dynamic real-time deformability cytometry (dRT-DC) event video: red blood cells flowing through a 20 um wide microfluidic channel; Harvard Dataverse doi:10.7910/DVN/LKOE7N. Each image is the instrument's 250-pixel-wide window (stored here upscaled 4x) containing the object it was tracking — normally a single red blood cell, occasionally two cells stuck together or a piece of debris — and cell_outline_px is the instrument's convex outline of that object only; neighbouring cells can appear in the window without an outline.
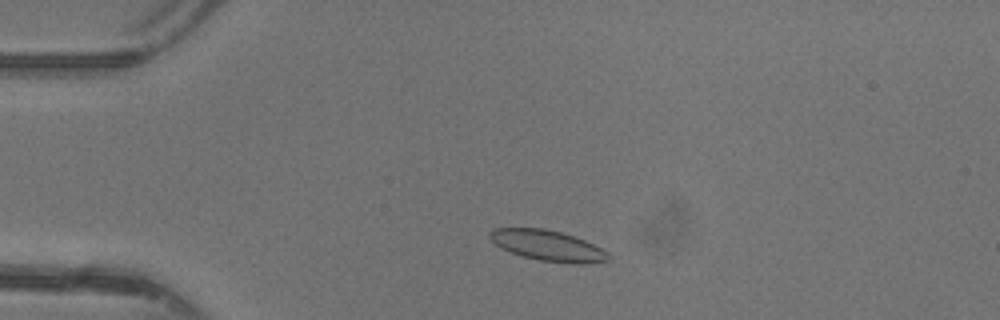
{"species": "common noctule bat (a hibernating species)", "species_latin": "Nyctalus noctula", "temperature_condition": "warm", "stored_images_in_passage": 37, "camera_frame_rate_fps": 3000, "um_per_image_px": 0.085, "animal": {"sex": "female"}, "frame": {"image": 1, "passage_image": 1, "time_ms": 0.0, "image_size_px": [1000, 320], "cell_outline_px": [[612, 256], [608, 260], [588, 264], [572, 264], [540, 260], [524, 256], [500, 248], [488, 236], [488, 232], [492, 228], [544, 228], [560, 232], [584, 240], [608, 252]], "centroid_in_image_um": [46.56, 20.88], "position_along_channel_um": 38.4, "area_um2": 21.1}}
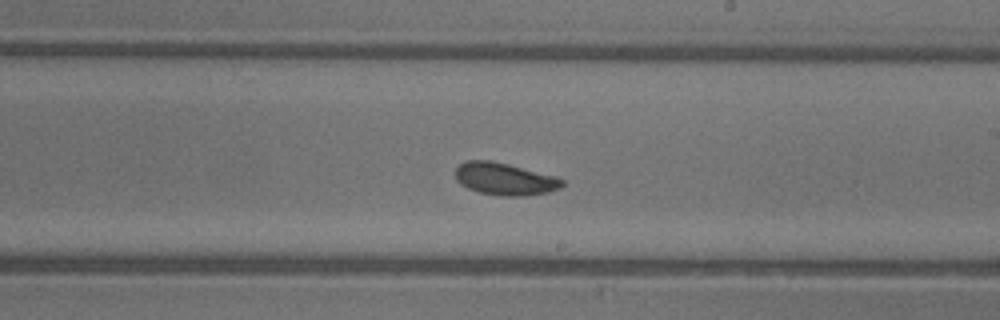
{"frame": {"image": 2, "passage_image": 18, "time_ms": 5.667, "image_size_px": [1000, 320], "cell_outline_px": [[564, 184], [560, 188], [548, 192], [524, 196], [500, 196], [480, 192], [468, 188], [460, 184], [456, 180], [456, 168], [464, 160], [492, 160], [556, 176], [564, 180]], "centroid_in_image_um": [42.9, 15.21], "position_along_channel_um": 246.1, "area_um2": 20.17}}
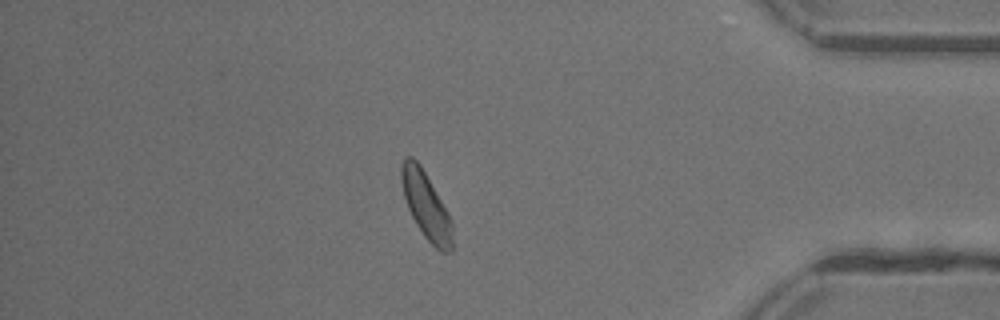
{"frame": {"image": 3, "passage_image": 31, "time_ms": 10.0, "image_size_px": [1000, 320], "cell_outline_px": [[452, 252], [440, 252], [424, 236], [416, 224], [408, 208], [404, 196], [400, 180], [400, 168], [404, 156], [412, 156], [420, 164], [448, 212], [452, 220]], "centroid_in_image_um": [36.2, 17.45], "position_along_channel_um": 399.0, "area_um2": 19.88}}